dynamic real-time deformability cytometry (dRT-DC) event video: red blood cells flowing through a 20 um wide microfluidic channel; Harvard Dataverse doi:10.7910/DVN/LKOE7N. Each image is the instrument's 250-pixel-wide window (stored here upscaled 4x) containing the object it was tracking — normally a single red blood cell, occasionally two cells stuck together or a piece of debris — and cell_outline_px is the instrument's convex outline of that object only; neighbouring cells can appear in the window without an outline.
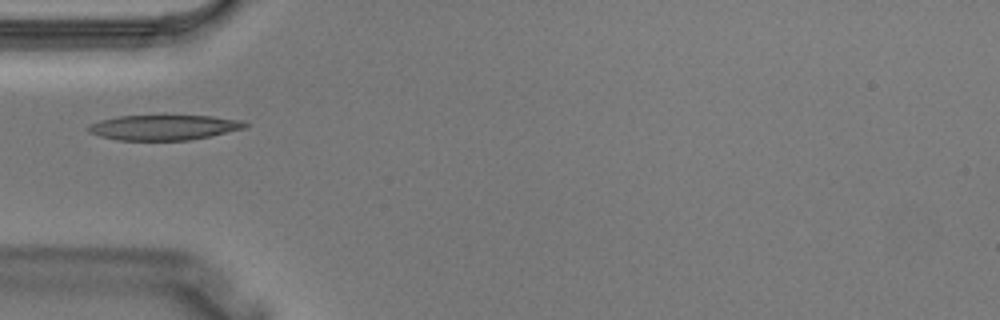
{"species": "Egyptian fruit bat (a non-hibernating species)", "species_latin": "Rousettus aegyptiacus", "temperature_condition": "warm", "stored_images_in_passage": 4, "camera_frame_rate_fps": 3000, "um_per_image_px": 0.085, "animal": {"sex": "male"}, "frame": {"image": 1, "passage_image": 4, "time_ms": 1.0, "image_size_px": [1000, 320], "cell_outline_px": [[248, 124], [244, 128], [212, 136], [188, 140], [116, 140], [100, 136], [88, 132], [84, 128], [100, 120], [120, 116], [212, 116], [244, 120]], "centroid_in_image_um": [13.93, 10.83], "position_along_channel_um": 71.1, "area_um2": 22.95}}